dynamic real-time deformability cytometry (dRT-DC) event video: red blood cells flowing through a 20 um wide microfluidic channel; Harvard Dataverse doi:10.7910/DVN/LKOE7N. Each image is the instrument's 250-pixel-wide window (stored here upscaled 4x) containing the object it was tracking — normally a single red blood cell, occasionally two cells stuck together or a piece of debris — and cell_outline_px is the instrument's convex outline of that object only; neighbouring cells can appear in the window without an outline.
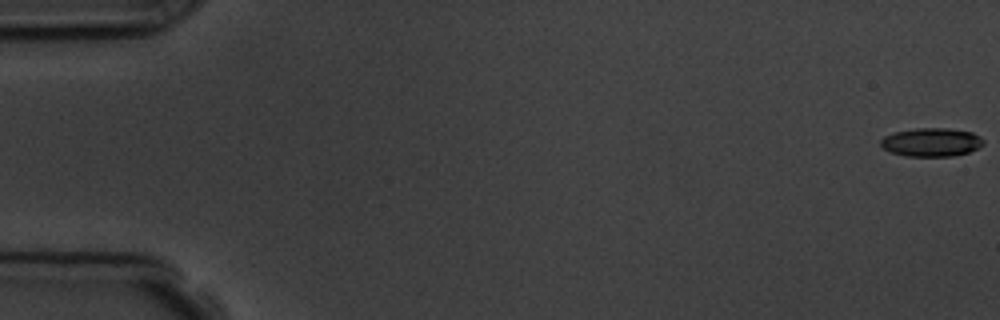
{"species": "common noctule bat (a hibernating species)", "species_latin": "Nyctalus noctula", "temperature_condition": "room temperature", "stored_images_in_passage": 8, "camera_frame_rate_fps": 3000, "um_per_image_px": 0.085, "animal": {"sex": "male", "body_mass_g": 19.5, "forearm_length_mm": 54.6}, "frame": {"image": 1, "passage_image": 1, "time_ms": 0.0, "image_size_px": [1000, 320], "cell_outline_px": [[984, 144], [968, 152], [952, 156], [904, 156], [892, 152], [884, 148], [880, 144], [880, 140], [884, 136], [896, 132], [916, 128], [948, 128], [972, 132], [980, 136], [984, 140]], "centroid_in_image_um": [79.18, 12.08], "position_along_channel_um": 5.8, "area_um2": 16.99}}
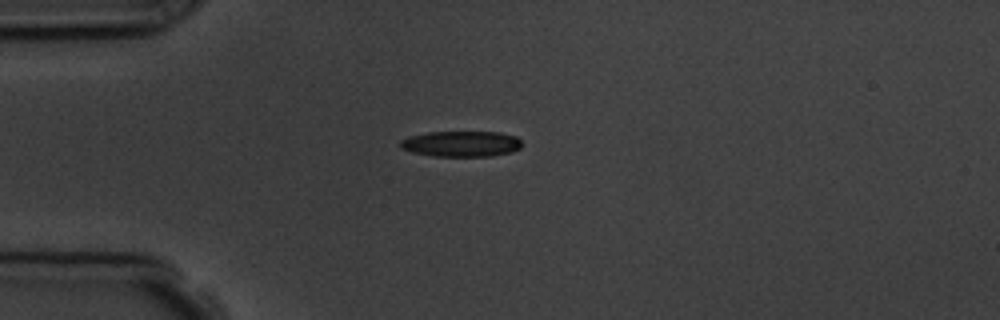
{"frame": {"image": 2, "passage_image": 5, "time_ms": 4.667, "image_size_px": [1000, 320], "cell_outline_px": [[520, 148], [512, 152], [492, 156], [432, 156], [412, 152], [400, 148], [400, 140], [408, 136], [428, 132], [500, 132], [516, 136], [520, 140]], "centroid_in_image_um": [39.19, 12.22], "position_along_channel_um": 45.8, "area_um2": 18.32}}
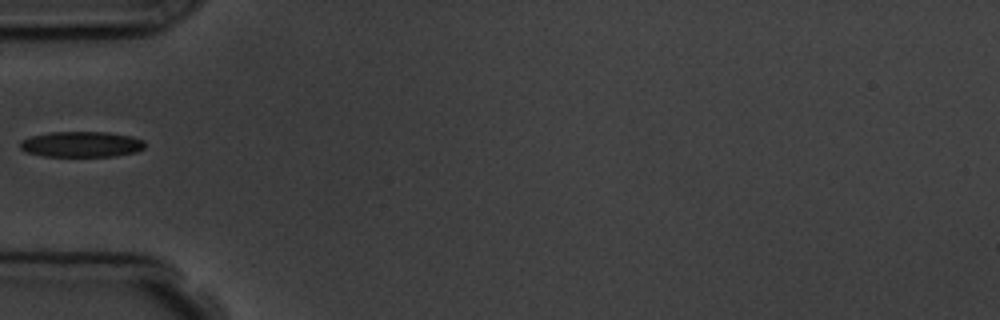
{"frame": {"image": 3, "passage_image": 6, "time_ms": 6.0, "image_size_px": [1000, 320], "cell_outline_px": [[144, 148], [136, 152], [116, 156], [44, 156], [24, 152], [20, 148], [20, 140], [32, 136], [48, 132], [108, 132], [132, 136], [144, 140]], "centroid_in_image_um": [6.91, 12.26], "position_along_channel_um": 78.1, "area_um2": 18.79}}